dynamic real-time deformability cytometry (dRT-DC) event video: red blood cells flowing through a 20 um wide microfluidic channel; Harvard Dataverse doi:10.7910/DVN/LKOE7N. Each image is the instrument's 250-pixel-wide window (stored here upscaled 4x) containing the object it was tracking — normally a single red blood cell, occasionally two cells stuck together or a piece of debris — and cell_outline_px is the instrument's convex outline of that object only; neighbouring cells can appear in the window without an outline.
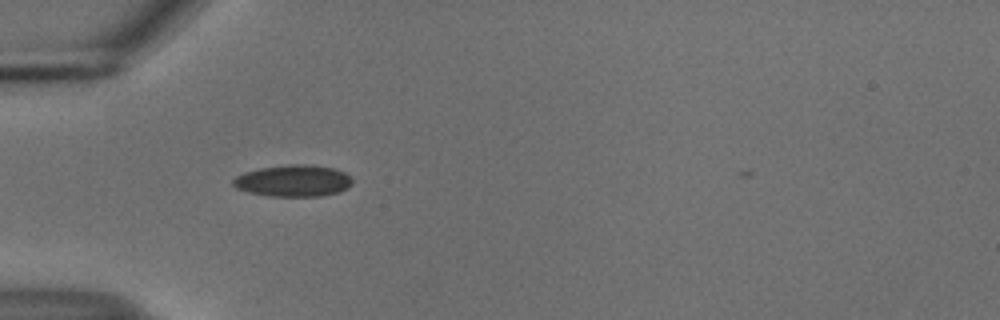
{"species": "common noctule bat (a hibernating species)", "species_latin": "Nyctalus noctula", "temperature_condition": "cold", "stored_images_in_passage": 37, "camera_frame_rate_fps": 3000, "um_per_image_px": 0.085, "animal": {"sex": "male", "body_mass_g": 18.8}, "frame": {"image": 1, "passage_image": 2, "time_ms": 0.333, "image_size_px": [1000, 320], "cell_outline_px": [[352, 184], [348, 188], [340, 192], [320, 196], [268, 196], [248, 192], [236, 188], [232, 184], [232, 180], [236, 176], [244, 172], [260, 168], [292, 164], [312, 164], [332, 168], [344, 172], [352, 180]], "centroid_in_image_um": [24.92, 15.37], "position_along_channel_um": 60.1, "area_um2": 22.08}}
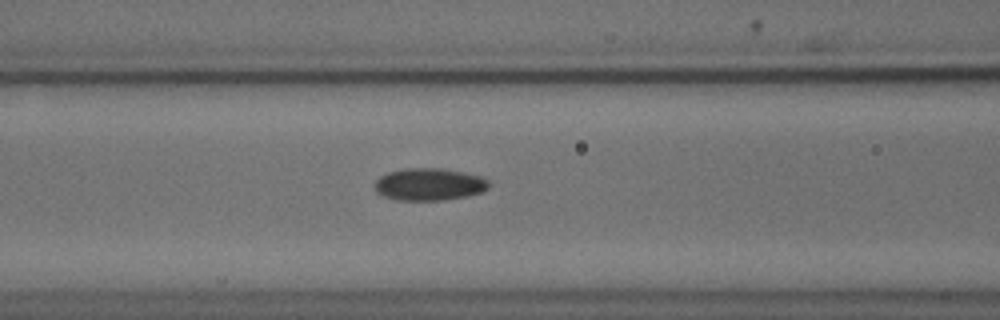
{"frame": {"image": 2, "passage_image": 8, "time_ms": 2.333, "image_size_px": [1000, 320], "cell_outline_px": [[488, 188], [484, 192], [468, 196], [444, 200], [396, 200], [384, 196], [376, 192], [376, 180], [380, 176], [388, 172], [404, 168], [440, 168], [464, 172], [484, 176], [488, 180]], "centroid_in_image_um": [36.52, 15.66], "position_along_channel_um": 130.1, "area_um2": 21.68}}
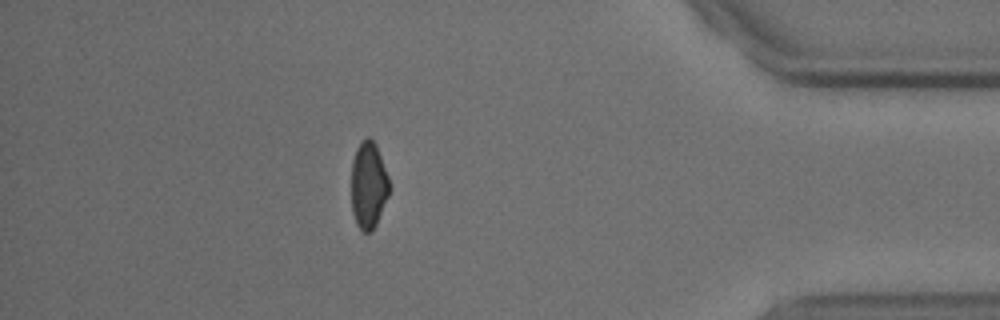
{"frame": {"image": 3, "passage_image": 33, "time_ms": 10.667, "image_size_px": [1000, 320], "cell_outline_px": [[388, 196], [376, 224], [372, 232], [364, 232], [356, 224], [352, 212], [352, 160], [356, 148], [360, 140], [368, 136], [376, 144], [388, 176]], "centroid_in_image_um": [31.3, 15.72], "position_along_channel_um": 403.9, "area_um2": 19.13}}